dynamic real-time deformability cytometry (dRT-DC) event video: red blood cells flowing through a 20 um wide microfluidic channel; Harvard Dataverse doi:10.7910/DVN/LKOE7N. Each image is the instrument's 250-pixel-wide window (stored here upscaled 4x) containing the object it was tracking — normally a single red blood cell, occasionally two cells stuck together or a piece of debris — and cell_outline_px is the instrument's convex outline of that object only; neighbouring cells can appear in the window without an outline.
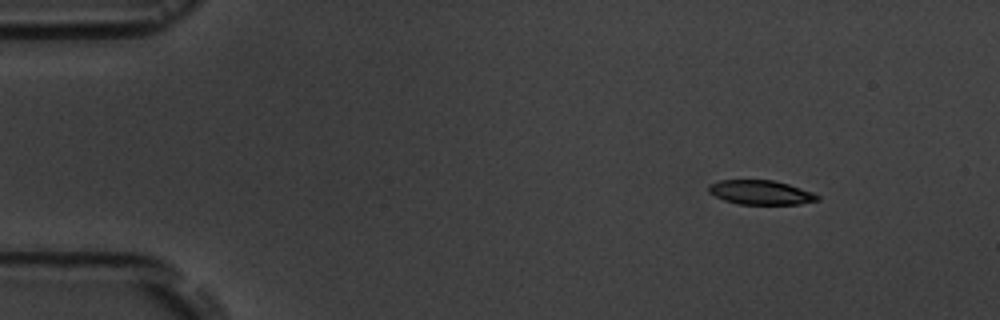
{"species": "common noctule bat (a hibernating species)", "species_latin": "Nyctalus noctula", "temperature_condition": "room temperature", "stored_images_in_passage": 3, "camera_frame_rate_fps": 3000, "um_per_image_px": 0.085, "animal": {"sex": "male", "body_mass_g": 19.5, "forearm_length_mm": 54.6}, "frame": {"image": 1, "passage_image": 1, "time_ms": 0.0, "image_size_px": [1000, 320], "cell_outline_px": [[820, 200], [800, 204], [740, 204], [724, 200], [708, 192], [708, 184], [720, 180], [772, 180], [788, 184], [812, 192], [820, 196]], "centroid_in_image_um": [64.66, 16.35], "position_along_channel_um": 20.3, "area_um2": 15.37}}